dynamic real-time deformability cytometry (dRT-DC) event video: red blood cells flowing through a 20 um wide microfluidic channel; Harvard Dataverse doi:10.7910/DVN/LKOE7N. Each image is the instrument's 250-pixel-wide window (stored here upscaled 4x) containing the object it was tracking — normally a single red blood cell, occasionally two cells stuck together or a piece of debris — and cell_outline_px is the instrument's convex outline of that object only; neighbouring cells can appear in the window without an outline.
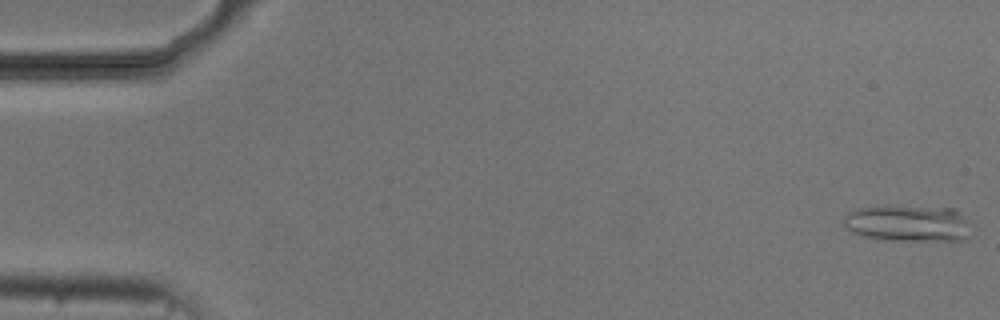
{"species": "common noctule bat (a hibernating species)", "species_latin": "Nyctalus noctula", "temperature_condition": "cold", "stored_images_in_passage": 8, "camera_frame_rate_fps": 3000, "um_per_image_px": 0.085, "animal": {"sex": "male", "body_mass_g": 20.5, "forearm_length_mm": 52.5}, "frame": {"image": 1, "passage_image": 1, "time_ms": 0.0, "image_size_px": [1000, 320], "cell_outline_px": [[968, 240], [884, 240], [860, 236], [852, 232], [844, 224], [844, 216], [848, 212], [856, 208], [884, 204], [956, 208], [960, 212], [964, 220], [968, 236]], "centroid_in_image_um": [77.09, 18.95], "position_along_channel_um": 7.9, "area_um2": 27.57}}